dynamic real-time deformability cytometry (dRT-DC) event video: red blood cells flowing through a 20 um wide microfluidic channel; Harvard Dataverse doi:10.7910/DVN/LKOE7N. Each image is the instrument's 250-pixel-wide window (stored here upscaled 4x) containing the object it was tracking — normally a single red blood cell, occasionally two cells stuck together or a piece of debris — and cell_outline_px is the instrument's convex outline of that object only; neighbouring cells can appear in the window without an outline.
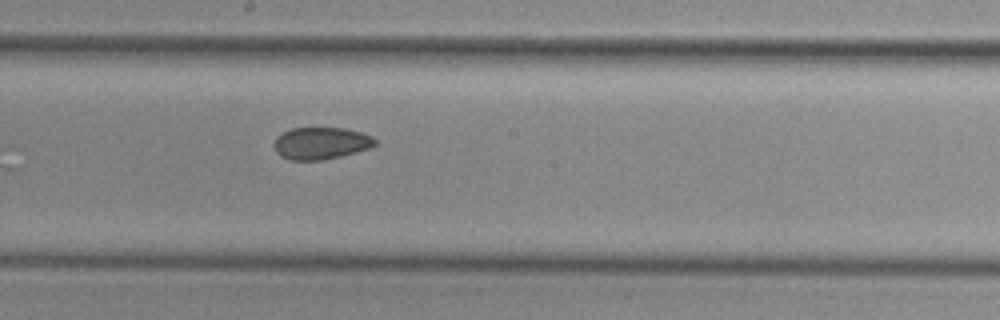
{"species": "common noctule bat (a hibernating species)", "species_latin": "Nyctalus noctula", "temperature_condition": "cold", "stored_images_in_passage": 7, "camera_frame_rate_fps": 3000, "um_per_image_px": 0.085, "animal": {"sex": "female", "body_mass_g": 29.2, "forearm_length_mm": 56.3}, "frame": {"image": 1, "passage_image": 7, "time_ms": 7.333, "image_size_px": [1000, 320], "cell_outline_px": [[376, 144], [368, 148], [340, 156], [320, 160], [292, 160], [280, 156], [276, 152], [272, 144], [276, 136], [292, 128], [344, 128], [360, 132], [372, 136], [376, 140]], "centroid_in_image_um": [27.23, 12.17], "position_along_channel_um": 221.0, "area_um2": 18.79}}